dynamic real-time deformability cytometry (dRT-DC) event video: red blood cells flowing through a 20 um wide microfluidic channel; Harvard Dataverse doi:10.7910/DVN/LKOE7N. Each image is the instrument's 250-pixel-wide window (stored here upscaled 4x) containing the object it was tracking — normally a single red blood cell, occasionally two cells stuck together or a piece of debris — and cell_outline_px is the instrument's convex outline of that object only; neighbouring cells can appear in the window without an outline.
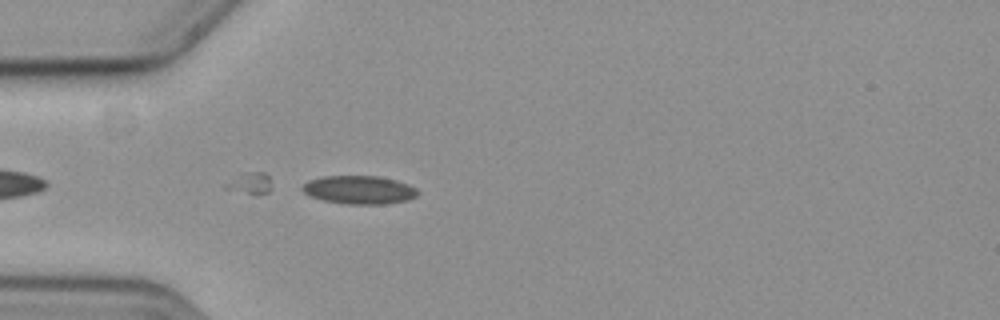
{"species": "common noctule bat (a hibernating species)", "species_latin": "Nyctalus noctula", "temperature_condition": "cold", "stored_images_in_passage": 17, "camera_frame_rate_fps": 3000, "um_per_image_px": 0.085, "animal": {"sex": "female", "body_mass_g": 19.3, "forearm_length_mm": 54.1}, "frame": {"image": 1, "passage_image": 6, "time_ms": 1.667, "image_size_px": [1000, 320], "cell_outline_px": [[420, 192], [416, 196], [408, 200], [384, 204], [344, 204], [324, 200], [308, 196], [300, 188], [308, 180], [324, 176], [380, 176], [396, 180], [408, 184], [416, 188]], "centroid_in_image_um": [30.53, 16.13], "position_along_channel_um": 54.5, "area_um2": 19.19}}